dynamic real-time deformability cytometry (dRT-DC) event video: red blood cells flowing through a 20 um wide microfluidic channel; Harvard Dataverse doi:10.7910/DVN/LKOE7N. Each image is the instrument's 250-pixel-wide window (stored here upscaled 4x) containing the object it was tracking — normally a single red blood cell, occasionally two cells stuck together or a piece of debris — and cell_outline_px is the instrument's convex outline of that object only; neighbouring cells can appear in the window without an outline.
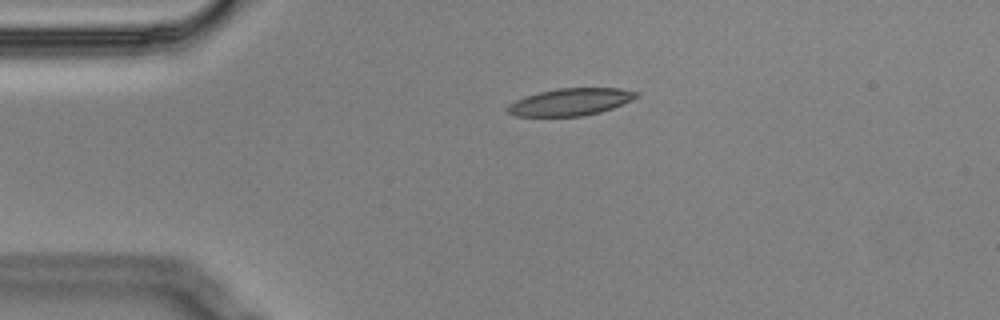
{"species": "Egyptian fruit bat (a non-hibernating species)", "species_latin": "Rousettus aegyptiacus", "temperature_condition": "cold", "stored_images_in_passage": 2, "camera_frame_rate_fps": 3000, "um_per_image_px": 0.085, "animal": {"sex": "male"}, "frame": {"image": 1, "passage_image": 1, "time_ms": 0.0, "image_size_px": [1000, 320], "cell_outline_px": [[640, 96], [632, 100], [612, 108], [600, 112], [580, 116], [516, 116], [508, 112], [504, 108], [508, 104], [516, 100], [540, 92], [560, 88], [620, 88], [640, 92]], "centroid_in_image_um": [48.52, 8.66], "position_along_channel_um": 36.5, "area_um2": 20.35}}